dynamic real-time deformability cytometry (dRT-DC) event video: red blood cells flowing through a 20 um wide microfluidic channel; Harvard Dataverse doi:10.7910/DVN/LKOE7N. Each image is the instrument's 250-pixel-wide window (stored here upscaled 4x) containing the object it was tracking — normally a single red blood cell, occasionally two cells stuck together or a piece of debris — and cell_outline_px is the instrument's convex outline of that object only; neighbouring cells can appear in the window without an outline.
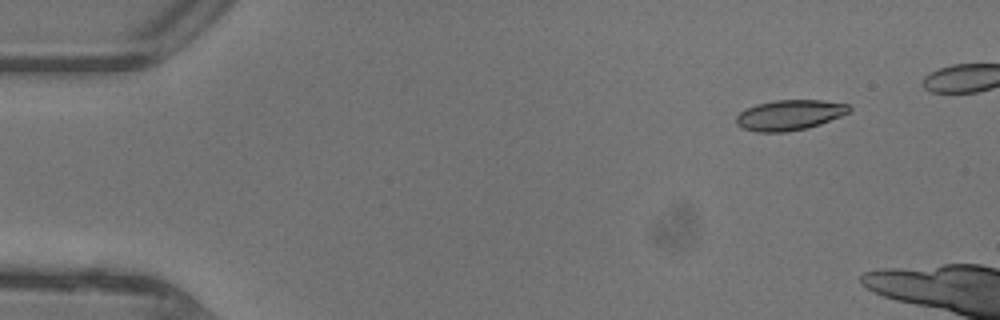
{"species": "common noctule bat (a hibernating species)", "species_latin": "Nyctalus noctula", "temperature_condition": "warm", "stored_images_in_passage": 14, "camera_frame_rate_fps": 3000, "um_per_image_px": 0.085, "animal": {"sex": "female"}, "frame": {"image": 1, "passage_image": 5, "time_ms": 1.333, "image_size_px": [1000, 320], "cell_outline_px": [[852, 108], [848, 112], [840, 116], [820, 124], [808, 128], [788, 132], [756, 132], [740, 128], [736, 124], [736, 116], [740, 112], [756, 104], [776, 100], [824, 100], [848, 104]], "centroid_in_image_um": [67.09, 9.78], "position_along_channel_um": 17.9, "area_um2": 20.06}}